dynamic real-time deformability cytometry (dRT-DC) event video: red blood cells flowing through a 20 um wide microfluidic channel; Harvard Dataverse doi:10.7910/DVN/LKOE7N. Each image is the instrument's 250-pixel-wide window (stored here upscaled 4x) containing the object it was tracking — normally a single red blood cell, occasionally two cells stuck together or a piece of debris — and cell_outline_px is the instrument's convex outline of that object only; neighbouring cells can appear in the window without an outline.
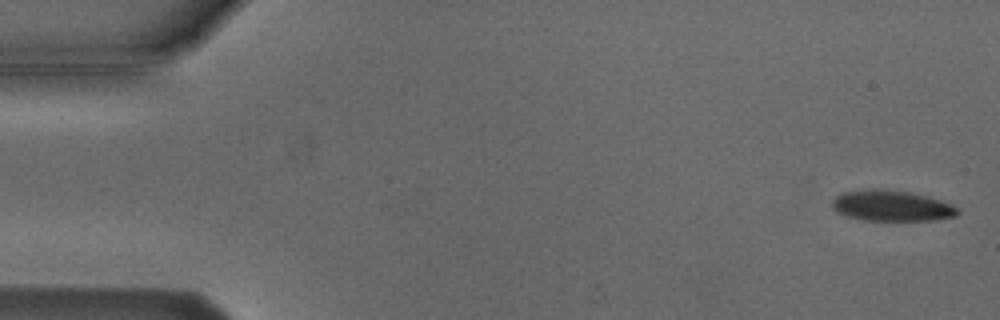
{"species": "Egyptian fruit bat (a non-hibernating species)", "species_latin": "Rousettus aegyptiacus", "temperature_condition": "cold", "stored_images_in_passage": 6, "camera_frame_rate_fps": 3000, "um_per_image_px": 0.085, "animal": {"sex": "male"}, "frame": {"image": 1, "passage_image": 1, "time_ms": 0.0, "image_size_px": [1000, 320], "cell_outline_px": [[960, 212], [956, 216], [936, 220], [864, 220], [844, 216], [836, 212], [832, 208], [832, 200], [836, 196], [844, 192], [872, 188], [876, 188], [908, 192], [928, 196], [952, 204], [960, 208]], "centroid_in_image_um": [75.79, 17.49], "position_along_channel_um": 9.2, "area_um2": 22.72}}
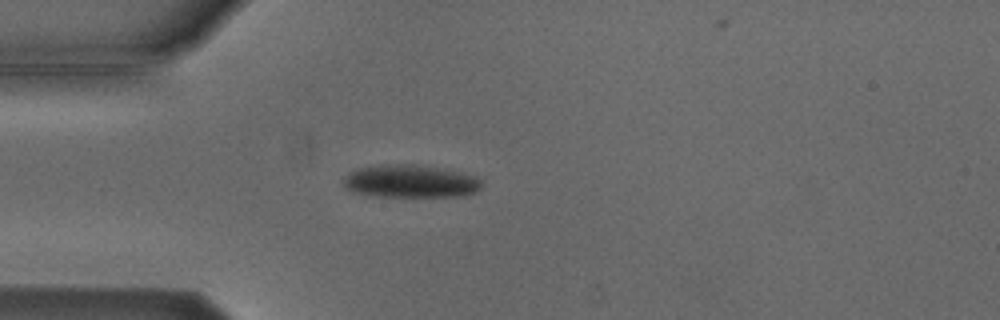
{"frame": {"image": 2, "passage_image": 4, "time_ms": 4.333, "image_size_px": [1000, 320], "cell_outline_px": [[480, 188], [476, 192], [468, 196], [376, 196], [352, 192], [344, 188], [340, 180], [344, 176], [356, 168], [380, 164], [416, 164], [476, 176], [480, 180]], "centroid_in_image_um": [34.79, 15.41], "position_along_channel_um": 50.2, "area_um2": 26.59}}